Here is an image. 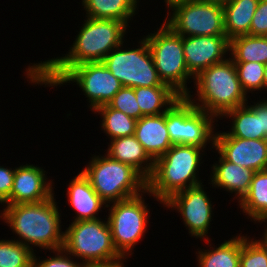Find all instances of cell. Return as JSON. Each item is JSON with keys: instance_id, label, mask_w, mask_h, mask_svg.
Returning <instances> with one entry per match:
<instances>
[{"instance_id": "1", "label": "cell", "mask_w": 267, "mask_h": 267, "mask_svg": "<svg viewBox=\"0 0 267 267\" xmlns=\"http://www.w3.org/2000/svg\"><path fill=\"white\" fill-rule=\"evenodd\" d=\"M84 17L66 54L25 66L23 72L28 84L52 87L71 67L102 62L113 49L127 40L124 38H127L129 27L125 23L115 19Z\"/></svg>"}, {"instance_id": "2", "label": "cell", "mask_w": 267, "mask_h": 267, "mask_svg": "<svg viewBox=\"0 0 267 267\" xmlns=\"http://www.w3.org/2000/svg\"><path fill=\"white\" fill-rule=\"evenodd\" d=\"M55 196L39 203L3 205L4 208L0 210V220L7 224L12 234L16 235L12 239L37 254L38 248L41 251L45 250V253L62 249L64 243L62 230L65 225L61 222V209Z\"/></svg>"}, {"instance_id": "3", "label": "cell", "mask_w": 267, "mask_h": 267, "mask_svg": "<svg viewBox=\"0 0 267 267\" xmlns=\"http://www.w3.org/2000/svg\"><path fill=\"white\" fill-rule=\"evenodd\" d=\"M209 149L212 151L214 146L205 150L195 145H172L154 161L153 173L147 180V196L163 204L175 193L204 183L199 172Z\"/></svg>"}, {"instance_id": "4", "label": "cell", "mask_w": 267, "mask_h": 267, "mask_svg": "<svg viewBox=\"0 0 267 267\" xmlns=\"http://www.w3.org/2000/svg\"><path fill=\"white\" fill-rule=\"evenodd\" d=\"M192 85L196 93L188 94L187 98L217 120L226 112L249 102L230 58L203 70Z\"/></svg>"}, {"instance_id": "5", "label": "cell", "mask_w": 267, "mask_h": 267, "mask_svg": "<svg viewBox=\"0 0 267 267\" xmlns=\"http://www.w3.org/2000/svg\"><path fill=\"white\" fill-rule=\"evenodd\" d=\"M90 158L81 172L107 204L138 196L147 190V180L132 166L114 160L106 153Z\"/></svg>"}, {"instance_id": "6", "label": "cell", "mask_w": 267, "mask_h": 267, "mask_svg": "<svg viewBox=\"0 0 267 267\" xmlns=\"http://www.w3.org/2000/svg\"><path fill=\"white\" fill-rule=\"evenodd\" d=\"M160 24L157 30L152 31L153 33L148 32V35L143 37L149 45L154 66L161 81L181 97H187L188 94L193 93L188 85L191 82L194 84L195 78L187 69L182 36L176 34L164 22Z\"/></svg>"}, {"instance_id": "7", "label": "cell", "mask_w": 267, "mask_h": 267, "mask_svg": "<svg viewBox=\"0 0 267 267\" xmlns=\"http://www.w3.org/2000/svg\"><path fill=\"white\" fill-rule=\"evenodd\" d=\"M63 249L82 264L111 263L124 259L114 246L106 217L70 222L64 230Z\"/></svg>"}, {"instance_id": "8", "label": "cell", "mask_w": 267, "mask_h": 267, "mask_svg": "<svg viewBox=\"0 0 267 267\" xmlns=\"http://www.w3.org/2000/svg\"><path fill=\"white\" fill-rule=\"evenodd\" d=\"M142 194L107 205L106 215L116 250L124 257L133 256L135 246L145 238L149 225L150 207Z\"/></svg>"}, {"instance_id": "9", "label": "cell", "mask_w": 267, "mask_h": 267, "mask_svg": "<svg viewBox=\"0 0 267 267\" xmlns=\"http://www.w3.org/2000/svg\"><path fill=\"white\" fill-rule=\"evenodd\" d=\"M217 122L187 97H181L166 111V127L173 145H195L205 150L208 145L214 146Z\"/></svg>"}, {"instance_id": "10", "label": "cell", "mask_w": 267, "mask_h": 267, "mask_svg": "<svg viewBox=\"0 0 267 267\" xmlns=\"http://www.w3.org/2000/svg\"><path fill=\"white\" fill-rule=\"evenodd\" d=\"M140 38L137 46L132 43L131 49L128 47L130 44L127 45L129 42L124 41L103 59V64L123 87L168 86L158 76L146 39Z\"/></svg>"}, {"instance_id": "11", "label": "cell", "mask_w": 267, "mask_h": 267, "mask_svg": "<svg viewBox=\"0 0 267 267\" xmlns=\"http://www.w3.org/2000/svg\"><path fill=\"white\" fill-rule=\"evenodd\" d=\"M168 10L163 22L182 37L226 36L223 5L191 0Z\"/></svg>"}, {"instance_id": "12", "label": "cell", "mask_w": 267, "mask_h": 267, "mask_svg": "<svg viewBox=\"0 0 267 267\" xmlns=\"http://www.w3.org/2000/svg\"><path fill=\"white\" fill-rule=\"evenodd\" d=\"M67 83H76L77 88L82 90L90 111L108 104L123 87L103 62H87L73 66L51 88Z\"/></svg>"}, {"instance_id": "13", "label": "cell", "mask_w": 267, "mask_h": 267, "mask_svg": "<svg viewBox=\"0 0 267 267\" xmlns=\"http://www.w3.org/2000/svg\"><path fill=\"white\" fill-rule=\"evenodd\" d=\"M204 186L200 184L177 192L161 205L179 213L190 237L200 241L210 237L208 234L210 228L212 229L215 209L211 201L213 198Z\"/></svg>"}, {"instance_id": "14", "label": "cell", "mask_w": 267, "mask_h": 267, "mask_svg": "<svg viewBox=\"0 0 267 267\" xmlns=\"http://www.w3.org/2000/svg\"><path fill=\"white\" fill-rule=\"evenodd\" d=\"M214 148L229 162L255 172L267 169V139H244L215 132Z\"/></svg>"}, {"instance_id": "15", "label": "cell", "mask_w": 267, "mask_h": 267, "mask_svg": "<svg viewBox=\"0 0 267 267\" xmlns=\"http://www.w3.org/2000/svg\"><path fill=\"white\" fill-rule=\"evenodd\" d=\"M44 169L35 163L15 167L10 199L4 205L39 203L50 199L55 194L56 185Z\"/></svg>"}, {"instance_id": "16", "label": "cell", "mask_w": 267, "mask_h": 267, "mask_svg": "<svg viewBox=\"0 0 267 267\" xmlns=\"http://www.w3.org/2000/svg\"><path fill=\"white\" fill-rule=\"evenodd\" d=\"M182 42L187 69L194 78L206 68L229 58L227 36L182 37Z\"/></svg>"}, {"instance_id": "17", "label": "cell", "mask_w": 267, "mask_h": 267, "mask_svg": "<svg viewBox=\"0 0 267 267\" xmlns=\"http://www.w3.org/2000/svg\"><path fill=\"white\" fill-rule=\"evenodd\" d=\"M236 107L226 112L220 120L228 119L231 123L229 136L244 139H267V98ZM231 119V120H230Z\"/></svg>"}, {"instance_id": "18", "label": "cell", "mask_w": 267, "mask_h": 267, "mask_svg": "<svg viewBox=\"0 0 267 267\" xmlns=\"http://www.w3.org/2000/svg\"><path fill=\"white\" fill-rule=\"evenodd\" d=\"M213 150L219 157L217 158L218 161L210 166V178L208 176L207 180L210 182H208V185L210 184L211 188L221 189L233 194L232 199L239 203L248 193L255 171L229 162L215 148Z\"/></svg>"}, {"instance_id": "19", "label": "cell", "mask_w": 267, "mask_h": 267, "mask_svg": "<svg viewBox=\"0 0 267 267\" xmlns=\"http://www.w3.org/2000/svg\"><path fill=\"white\" fill-rule=\"evenodd\" d=\"M67 186V201L75 215L72 222L100 218L99 213L106 210L108 204L95 192L81 170Z\"/></svg>"}, {"instance_id": "20", "label": "cell", "mask_w": 267, "mask_h": 267, "mask_svg": "<svg viewBox=\"0 0 267 267\" xmlns=\"http://www.w3.org/2000/svg\"><path fill=\"white\" fill-rule=\"evenodd\" d=\"M134 136L154 161L173 145L166 127V112L138 119Z\"/></svg>"}, {"instance_id": "21", "label": "cell", "mask_w": 267, "mask_h": 267, "mask_svg": "<svg viewBox=\"0 0 267 267\" xmlns=\"http://www.w3.org/2000/svg\"><path fill=\"white\" fill-rule=\"evenodd\" d=\"M107 144L105 153L112 159L132 166L146 180L150 178L154 169V160L134 135L115 138Z\"/></svg>"}, {"instance_id": "22", "label": "cell", "mask_w": 267, "mask_h": 267, "mask_svg": "<svg viewBox=\"0 0 267 267\" xmlns=\"http://www.w3.org/2000/svg\"><path fill=\"white\" fill-rule=\"evenodd\" d=\"M242 233L224 240L216 246L213 239H204L207 249L198 248L195 251L198 267H240V252L242 248ZM210 247V248H209ZM209 248V249H208Z\"/></svg>"}, {"instance_id": "23", "label": "cell", "mask_w": 267, "mask_h": 267, "mask_svg": "<svg viewBox=\"0 0 267 267\" xmlns=\"http://www.w3.org/2000/svg\"><path fill=\"white\" fill-rule=\"evenodd\" d=\"M141 0H81L85 16L96 19H115L131 27ZM130 26H129V24Z\"/></svg>"}, {"instance_id": "24", "label": "cell", "mask_w": 267, "mask_h": 267, "mask_svg": "<svg viewBox=\"0 0 267 267\" xmlns=\"http://www.w3.org/2000/svg\"><path fill=\"white\" fill-rule=\"evenodd\" d=\"M237 206L254 224L265 223L267 230V169L254 173L248 193Z\"/></svg>"}, {"instance_id": "25", "label": "cell", "mask_w": 267, "mask_h": 267, "mask_svg": "<svg viewBox=\"0 0 267 267\" xmlns=\"http://www.w3.org/2000/svg\"><path fill=\"white\" fill-rule=\"evenodd\" d=\"M259 0H229L223 6L224 29L229 40L250 35V25Z\"/></svg>"}, {"instance_id": "26", "label": "cell", "mask_w": 267, "mask_h": 267, "mask_svg": "<svg viewBox=\"0 0 267 267\" xmlns=\"http://www.w3.org/2000/svg\"><path fill=\"white\" fill-rule=\"evenodd\" d=\"M141 117L165 113L181 96L170 86L135 87Z\"/></svg>"}, {"instance_id": "27", "label": "cell", "mask_w": 267, "mask_h": 267, "mask_svg": "<svg viewBox=\"0 0 267 267\" xmlns=\"http://www.w3.org/2000/svg\"><path fill=\"white\" fill-rule=\"evenodd\" d=\"M229 58L233 62L267 64V36L243 35L231 39Z\"/></svg>"}, {"instance_id": "28", "label": "cell", "mask_w": 267, "mask_h": 267, "mask_svg": "<svg viewBox=\"0 0 267 267\" xmlns=\"http://www.w3.org/2000/svg\"><path fill=\"white\" fill-rule=\"evenodd\" d=\"M92 113L100 115L99 128L109 138L108 140L134 135L137 120L111 108L108 104L96 108Z\"/></svg>"}, {"instance_id": "29", "label": "cell", "mask_w": 267, "mask_h": 267, "mask_svg": "<svg viewBox=\"0 0 267 267\" xmlns=\"http://www.w3.org/2000/svg\"><path fill=\"white\" fill-rule=\"evenodd\" d=\"M258 239L242 234L240 267H267V230Z\"/></svg>"}, {"instance_id": "30", "label": "cell", "mask_w": 267, "mask_h": 267, "mask_svg": "<svg viewBox=\"0 0 267 267\" xmlns=\"http://www.w3.org/2000/svg\"><path fill=\"white\" fill-rule=\"evenodd\" d=\"M32 252L14 239H0V267H33Z\"/></svg>"}, {"instance_id": "31", "label": "cell", "mask_w": 267, "mask_h": 267, "mask_svg": "<svg viewBox=\"0 0 267 267\" xmlns=\"http://www.w3.org/2000/svg\"><path fill=\"white\" fill-rule=\"evenodd\" d=\"M234 64L241 87L246 95L250 98V93L255 95V93H262V90L264 94L265 64L258 62H234Z\"/></svg>"}, {"instance_id": "32", "label": "cell", "mask_w": 267, "mask_h": 267, "mask_svg": "<svg viewBox=\"0 0 267 267\" xmlns=\"http://www.w3.org/2000/svg\"><path fill=\"white\" fill-rule=\"evenodd\" d=\"M108 105L138 120L141 118V109L136 100L134 88L122 87L108 103Z\"/></svg>"}, {"instance_id": "33", "label": "cell", "mask_w": 267, "mask_h": 267, "mask_svg": "<svg viewBox=\"0 0 267 267\" xmlns=\"http://www.w3.org/2000/svg\"><path fill=\"white\" fill-rule=\"evenodd\" d=\"M50 255L44 257L43 259L41 256H37L34 253L33 256V267H81L83 264L77 260L75 257L71 256L67 253L63 248L49 251ZM51 253L53 256H51ZM39 257V258H38Z\"/></svg>"}, {"instance_id": "34", "label": "cell", "mask_w": 267, "mask_h": 267, "mask_svg": "<svg viewBox=\"0 0 267 267\" xmlns=\"http://www.w3.org/2000/svg\"><path fill=\"white\" fill-rule=\"evenodd\" d=\"M250 35L267 36V0H259L250 25Z\"/></svg>"}, {"instance_id": "35", "label": "cell", "mask_w": 267, "mask_h": 267, "mask_svg": "<svg viewBox=\"0 0 267 267\" xmlns=\"http://www.w3.org/2000/svg\"><path fill=\"white\" fill-rule=\"evenodd\" d=\"M14 175L15 167L0 165V205H4L10 199Z\"/></svg>"}, {"instance_id": "36", "label": "cell", "mask_w": 267, "mask_h": 267, "mask_svg": "<svg viewBox=\"0 0 267 267\" xmlns=\"http://www.w3.org/2000/svg\"><path fill=\"white\" fill-rule=\"evenodd\" d=\"M128 261L127 258L122 260H117L111 263H101V264H83L81 267H125V263Z\"/></svg>"}, {"instance_id": "37", "label": "cell", "mask_w": 267, "mask_h": 267, "mask_svg": "<svg viewBox=\"0 0 267 267\" xmlns=\"http://www.w3.org/2000/svg\"><path fill=\"white\" fill-rule=\"evenodd\" d=\"M185 1H191V0H164L163 3L166 6V9H169L173 5H175L177 3L185 2Z\"/></svg>"}, {"instance_id": "38", "label": "cell", "mask_w": 267, "mask_h": 267, "mask_svg": "<svg viewBox=\"0 0 267 267\" xmlns=\"http://www.w3.org/2000/svg\"><path fill=\"white\" fill-rule=\"evenodd\" d=\"M201 1L210 2V3L219 4V5L224 6L225 4H227V2L229 0H201Z\"/></svg>"}, {"instance_id": "39", "label": "cell", "mask_w": 267, "mask_h": 267, "mask_svg": "<svg viewBox=\"0 0 267 267\" xmlns=\"http://www.w3.org/2000/svg\"><path fill=\"white\" fill-rule=\"evenodd\" d=\"M264 91L267 92V64L264 67Z\"/></svg>"}]
</instances>
